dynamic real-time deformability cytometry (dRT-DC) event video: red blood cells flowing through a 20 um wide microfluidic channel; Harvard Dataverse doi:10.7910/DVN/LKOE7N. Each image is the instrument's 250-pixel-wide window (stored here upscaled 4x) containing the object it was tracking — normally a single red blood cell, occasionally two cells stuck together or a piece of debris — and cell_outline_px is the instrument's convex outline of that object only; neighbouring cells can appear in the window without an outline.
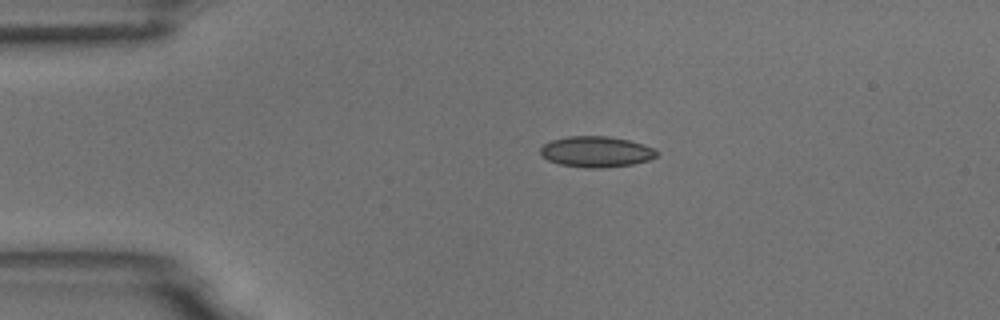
{"species": "common noctule bat (a hibernating species)", "species_latin": "Nyctalus noctula", "temperature_condition": "room temperature", "stored_images_in_passage": 42, "camera_frame_rate_fps": 3000, "um_per_image_px": 0.085, "animal": {"sex": "male", "body_mass_g": 18.8}, "frame": {"image": 1, "passage_image": 1, "time_ms": 0.0, "image_size_px": [1000, 320], "cell_outline_px": [[660, 152], [656, 156], [648, 160], [632, 164], [600, 168], [588, 168], [560, 164], [548, 160], [540, 152], [540, 148], [544, 144], [552, 140], [568, 136], [608, 136], [628, 140], [644, 144]], "centroid_in_image_um": [50.69, 12.89], "position_along_channel_um": 34.3, "area_um2": 20.75}}
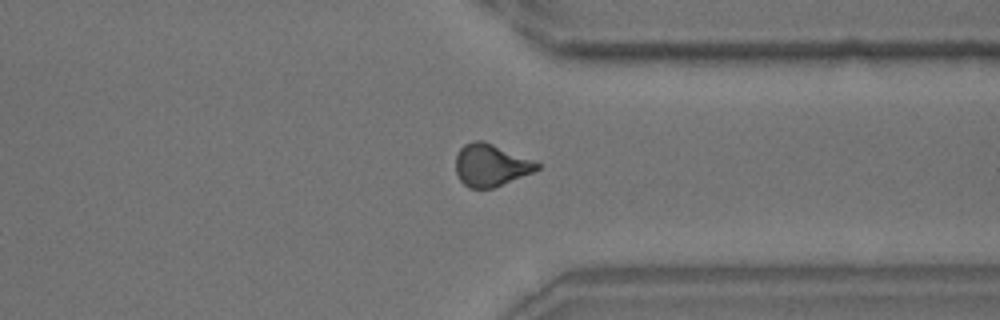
{"frame": {"image": 2, "passage_image": 31, "time_ms": 10.0, "image_size_px": [1000, 320], "cell_outline_px": [[540, 168], [532, 172], [492, 188], [468, 188], [460, 180], [456, 172], [456, 156], [460, 148], [464, 144], [472, 140], [484, 140], [532, 160], [540, 164]], "centroid_in_image_um": [41.68, 14.02], "position_along_channel_um": 369.7, "area_um2": 19.83}}
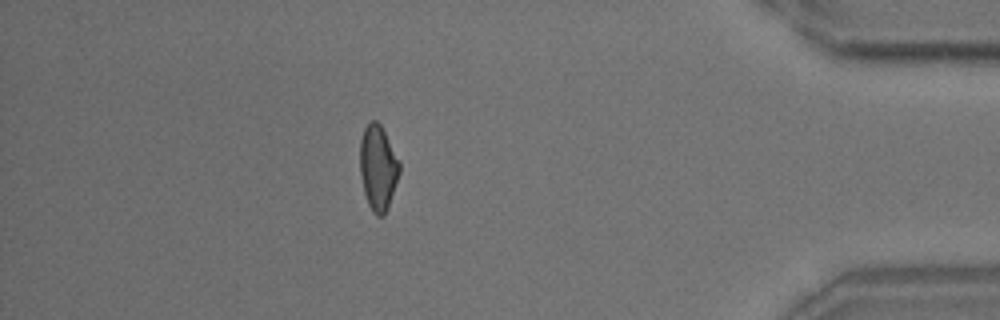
{"frame": {"image": 3, "passage_image": 37, "time_ms": 12.0, "image_size_px": [1000, 320], "cell_outline_px": [[400, 172], [388, 208], [384, 216], [376, 216], [372, 212], [368, 204], [364, 192], [360, 176], [360, 140], [364, 128], [372, 120], [376, 120], [380, 124], [400, 160]], "centroid_in_image_um": [32.13, 14.27], "position_along_channel_um": 403.1, "area_um2": 19.77}, "authors_computed_cell_mechanics": {"area_um2": 20.1433, "velocity_mm_per_s": 3.7611, "shape_relaxation_time_tau1_ms": 6.0059, "shape_relaxation_time_tau2_ms": 1.6057, "deformation_change_tau1": 0.1337, "deformation_change_tau2": 0.073}}